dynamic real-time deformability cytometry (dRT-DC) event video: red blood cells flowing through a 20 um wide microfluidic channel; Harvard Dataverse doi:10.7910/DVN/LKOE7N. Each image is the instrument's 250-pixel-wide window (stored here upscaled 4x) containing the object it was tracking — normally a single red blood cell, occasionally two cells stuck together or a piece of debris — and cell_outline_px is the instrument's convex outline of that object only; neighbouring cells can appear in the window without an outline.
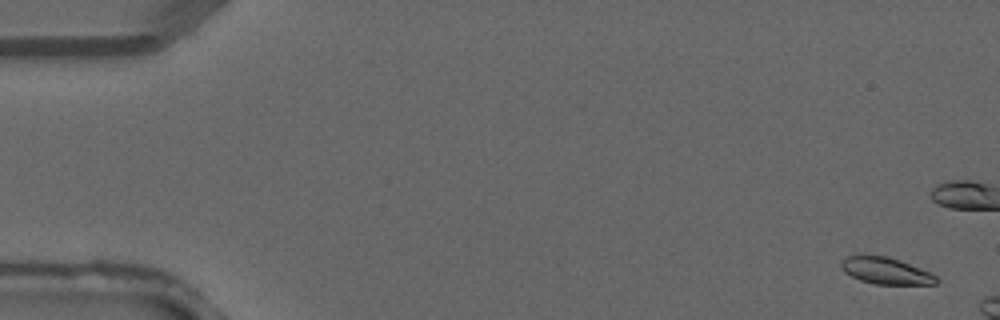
{"species": "common noctule bat (a hibernating species)", "species_latin": "Nyctalus noctula", "temperature_condition": "warm", "stored_images_in_passage": 4, "camera_frame_rate_fps": 3000, "um_per_image_px": 0.085, "animal": {"sex": "male", "forearm_length_mm": 52.5}, "frame": {"image": 1, "passage_image": 1, "time_ms": 0.0, "image_size_px": [1000, 320], "cell_outline_px": [[940, 280], [936, 284], [876, 284], [860, 280], [844, 272], [840, 268], [840, 260], [848, 256], [888, 256], [900, 260], [932, 272]], "centroid_in_image_um": [75.32, 23.02], "position_along_channel_um": 9.7, "area_um2": 14.85}}